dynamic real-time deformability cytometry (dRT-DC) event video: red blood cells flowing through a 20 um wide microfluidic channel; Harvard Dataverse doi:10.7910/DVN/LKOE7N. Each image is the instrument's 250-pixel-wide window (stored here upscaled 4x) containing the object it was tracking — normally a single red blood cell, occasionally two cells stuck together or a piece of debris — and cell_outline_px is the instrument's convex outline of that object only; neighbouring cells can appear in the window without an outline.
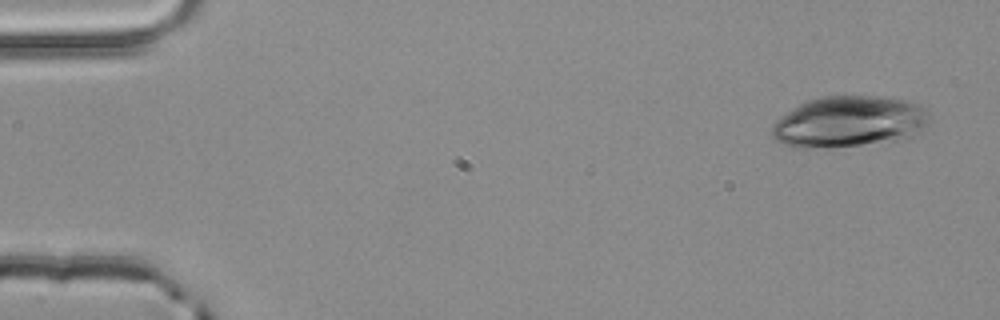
{"species": "common noctule bat (a hibernating species)", "species_latin": "Nyctalus noctula", "temperature_condition": "room temperature", "stored_images_in_passage": 4, "segment_of_instrument_passage": [1, 2], "camera_frame_rate_fps": 3000, "um_per_image_px": 0.085, "animal": {"sex": "male", "body_mass_g": 20.4}, "frame": {"image": 1, "passage_image": 1, "time_ms": 0.0, "image_size_px": [1000, 320], "cell_outline_px": [[932, 116], [928, 124], [904, 140], [860, 144], [812, 148], [792, 148], [784, 144], [772, 136], [772, 124], [776, 120], [792, 108], [808, 100], [824, 96], [884, 96], [912, 100], [928, 108]], "centroid_in_image_um": [72.23, 10.32], "position_along_channel_um": 12.8, "area_um2": 47.34}}